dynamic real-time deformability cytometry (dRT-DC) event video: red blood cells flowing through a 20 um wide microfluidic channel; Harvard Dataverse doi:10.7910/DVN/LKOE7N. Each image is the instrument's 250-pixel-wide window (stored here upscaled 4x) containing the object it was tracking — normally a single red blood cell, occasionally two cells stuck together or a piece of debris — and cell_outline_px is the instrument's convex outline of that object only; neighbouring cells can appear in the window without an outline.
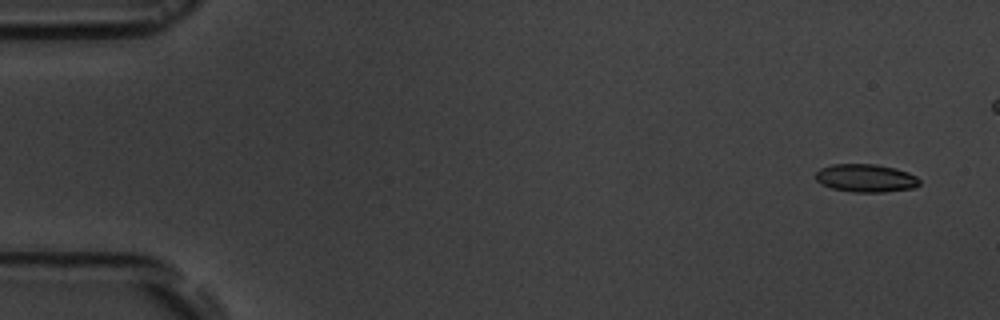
{"species": "common noctule bat (a hibernating species)", "species_latin": "Nyctalus noctula", "temperature_condition": "room temperature", "stored_images_in_passage": 5, "camera_frame_rate_fps": 3000, "um_per_image_px": 0.085, "animal": {"sex": "male", "body_mass_g": 19.5, "forearm_length_mm": 54.6}, "frame": {"image": 1, "passage_image": 1, "time_ms": 0.0, "image_size_px": [1000, 320], "cell_outline_px": [[920, 184], [916, 188], [884, 192], [856, 192], [832, 188], [820, 184], [816, 180], [816, 172], [820, 168], [832, 164], [876, 164], [896, 168], [908, 172], [916, 176], [920, 180]], "centroid_in_image_um": [73.61, 15.13], "position_along_channel_um": 11.4, "area_um2": 17.11}}